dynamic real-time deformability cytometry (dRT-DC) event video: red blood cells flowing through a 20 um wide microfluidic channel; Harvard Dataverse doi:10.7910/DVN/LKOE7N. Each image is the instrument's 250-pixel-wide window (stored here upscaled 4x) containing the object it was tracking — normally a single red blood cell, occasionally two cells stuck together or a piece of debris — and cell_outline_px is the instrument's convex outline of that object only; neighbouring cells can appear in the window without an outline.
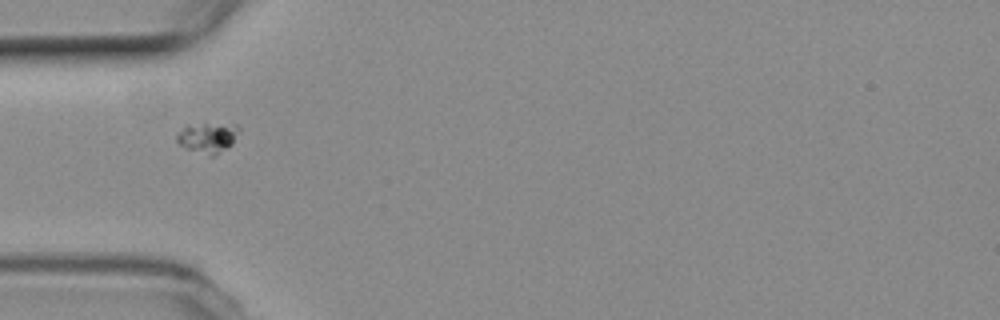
{"species": "common noctule bat (a hibernating species)", "species_latin": "Nyctalus noctula", "temperature_condition": "room temperature", "stored_images_in_passage": 39, "camera_frame_rate_fps": 3000, "um_per_image_px": 0.085, "animal": {"sex": "female", "body_mass_g": 19.3, "forearm_length_mm": 54.1}, "frame": {"image": 1, "passage_image": 1, "time_ms": 0.0, "image_size_px": [1000, 320], "cell_outline_px": [[240, 128], [232, 144], [228, 148], [212, 156], [208, 156], [188, 148], [180, 144], [176, 140], [176, 136], [188, 124], [236, 124]], "centroid_in_image_um": [17.68, 11.69], "position_along_channel_um": 67.3, "area_um2": 10.75}}
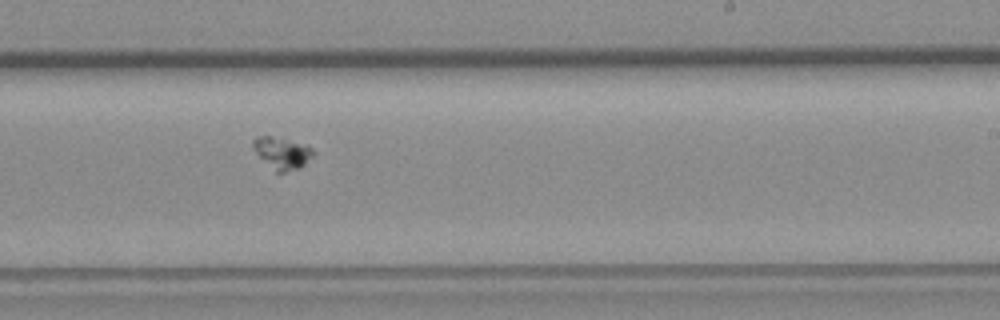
{"frame": {"image": 2, "passage_image": 17, "time_ms": 5.333, "image_size_px": [1000, 320], "cell_outline_px": [[316, 152], [300, 168], [284, 172], [276, 172], [252, 148], [252, 140], [256, 136], [268, 136], [308, 144]], "centroid_in_image_um": [24.0, 12.99], "position_along_channel_um": 265.0, "area_um2": 11.04}}
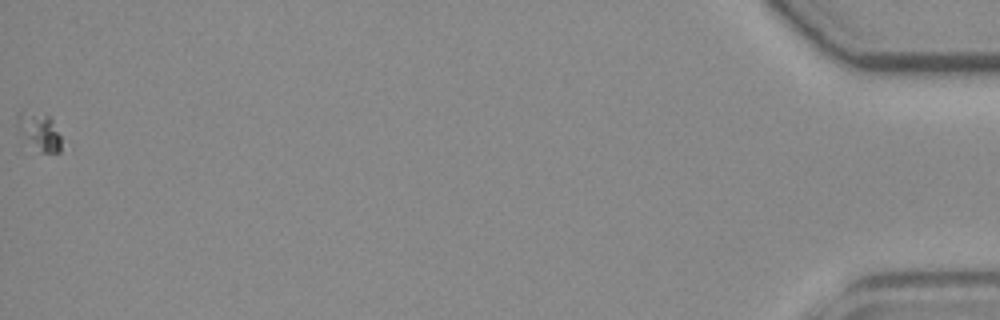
{"frame": {"image": 3, "passage_image": 39, "time_ms": 12.667, "image_size_px": [1000, 320], "cell_outline_px": [[72, 148], [60, 152], [40, 152], [16, 124], [16, 112], [24, 108], [48, 116], [52, 120]], "centroid_in_image_um": [3.53, 11.18], "position_along_channel_um": 431.7, "area_um2": 10.35}}